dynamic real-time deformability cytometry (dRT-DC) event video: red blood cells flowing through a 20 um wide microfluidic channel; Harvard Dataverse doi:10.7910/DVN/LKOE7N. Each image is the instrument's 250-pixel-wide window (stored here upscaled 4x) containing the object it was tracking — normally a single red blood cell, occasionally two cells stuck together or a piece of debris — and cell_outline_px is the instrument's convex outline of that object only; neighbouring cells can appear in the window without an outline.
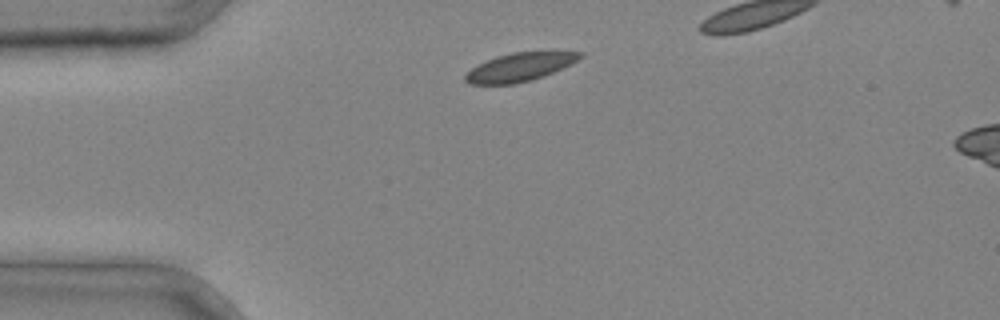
{"species": "common noctule bat (a hibernating species)", "species_latin": "Nyctalus noctula", "temperature_condition": "cold", "stored_images_in_passage": 2, "camera_frame_rate_fps": 3000, "um_per_image_px": 0.085, "animal": {"sex": "male", "body_mass_g": 20.4}, "frame": {"image": 1, "passage_image": 1, "time_ms": 0.0, "image_size_px": [1000, 320], "cell_outline_px": [[584, 56], [572, 64], [544, 76], [532, 80], [512, 84], [468, 84], [464, 80], [464, 76], [476, 64], [496, 56], [512, 52], [584, 52]], "centroid_in_image_um": [44.17, 5.7], "position_along_channel_um": 40.8, "area_um2": 19.02}}